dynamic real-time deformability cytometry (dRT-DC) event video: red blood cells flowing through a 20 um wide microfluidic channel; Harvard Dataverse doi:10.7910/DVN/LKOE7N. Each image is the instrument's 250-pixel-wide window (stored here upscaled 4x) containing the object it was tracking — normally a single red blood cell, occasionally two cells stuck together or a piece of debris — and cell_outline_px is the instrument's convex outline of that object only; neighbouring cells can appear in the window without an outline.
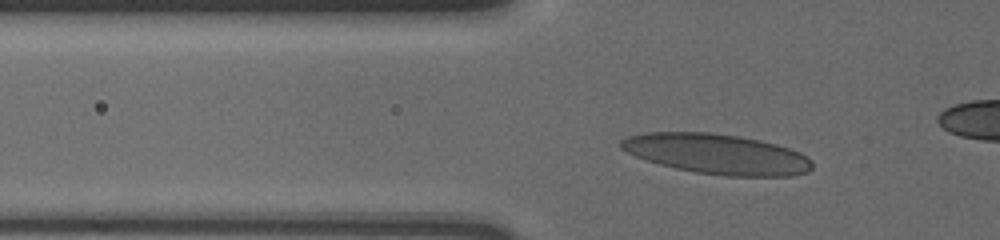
{"species": "human", "species_latin": "Homo sapiens", "temperature_condition": "cold", "stored_images_in_passage": 44, "camera_frame_rate_fps": 3000, "um_per_image_px": 0.085, "donor": {"sex": "male"}, "frame": {"image": 1, "passage_image": 12, "time_ms": 3.667, "image_size_px": [1000, 240], "cell_outline_px": [[812, 168], [808, 172], [792, 176], [728, 176], [696, 172], [676, 168], [644, 160], [620, 148], [620, 140], [628, 136], [644, 132], [712, 132], [740, 136], [760, 140], [776, 144], [800, 152], [812, 160]], "centroid_in_image_um": [60.94, 13.08], "position_along_channel_um": 64.9, "area_um2": 44.85}}
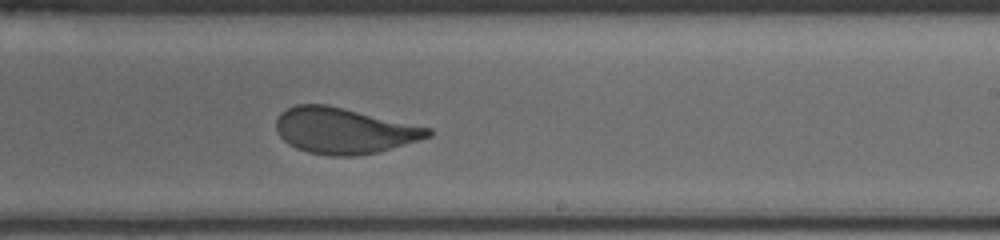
{"frame": {"image": 2, "passage_image": 29, "time_ms": 9.333, "image_size_px": [1000, 240], "cell_outline_px": [[432, 136], [376, 152], [356, 156], [328, 156], [308, 152], [296, 148], [288, 144], [280, 136], [276, 128], [276, 120], [280, 112], [296, 104], [328, 104], [432, 128]], "centroid_in_image_um": [29.22, 11.1], "position_along_channel_um": 259.8, "area_um2": 40.63}}
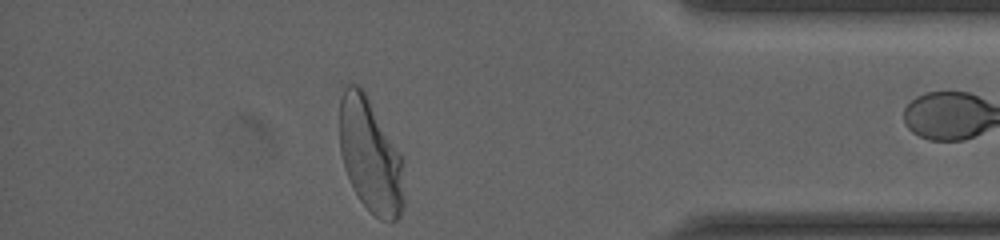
{"frame": {"image": 3, "passage_image": 43, "time_ms": 14.0, "image_size_px": [1000, 240], "cell_outline_px": [[404, 204], [400, 216], [396, 220], [380, 220], [360, 200], [352, 188], [344, 168], [340, 152], [340, 100], [344, 88], [348, 84], [356, 84], [364, 92], [404, 156]], "centroid_in_image_um": [31.51, 13.26], "position_along_channel_um": 403.7, "area_um2": 43.29}}